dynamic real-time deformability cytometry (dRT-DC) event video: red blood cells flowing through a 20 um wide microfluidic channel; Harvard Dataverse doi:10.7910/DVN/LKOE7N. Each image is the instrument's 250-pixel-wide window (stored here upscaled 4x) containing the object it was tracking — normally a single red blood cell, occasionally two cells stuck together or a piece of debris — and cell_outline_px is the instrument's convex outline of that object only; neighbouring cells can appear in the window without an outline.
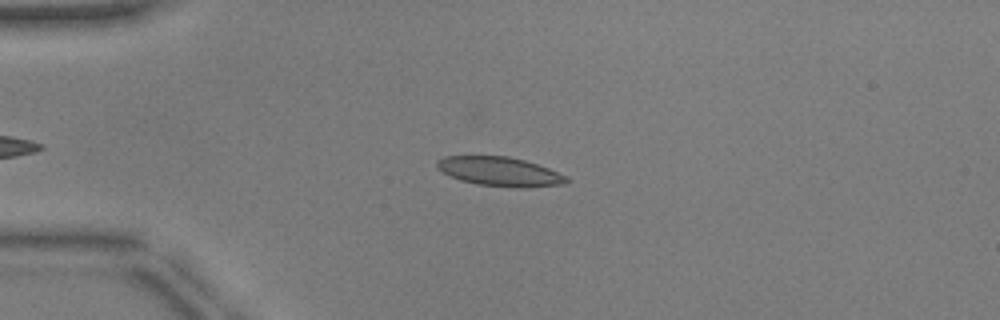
{"species": "common noctule bat (a hibernating species)", "species_latin": "Nyctalus noctula", "temperature_condition": "warm", "stored_images_in_passage": 39, "camera_frame_rate_fps": 3000, "um_per_image_px": 0.085, "animal": {"sex": "male", "body_mass_g": 17.9, "forearm_length_mm": 54.2}, "frame": {"image": 1, "passage_image": 5, "time_ms": 1.333, "image_size_px": [1000, 320], "cell_outline_px": [[568, 180], [564, 184], [528, 188], [516, 188], [476, 184], [460, 180], [448, 176], [436, 168], [436, 160], [444, 156], [508, 156], [524, 160], [548, 168], [568, 176]], "centroid_in_image_um": [42.45, 14.59], "position_along_channel_um": 42.6, "area_um2": 22.25}}
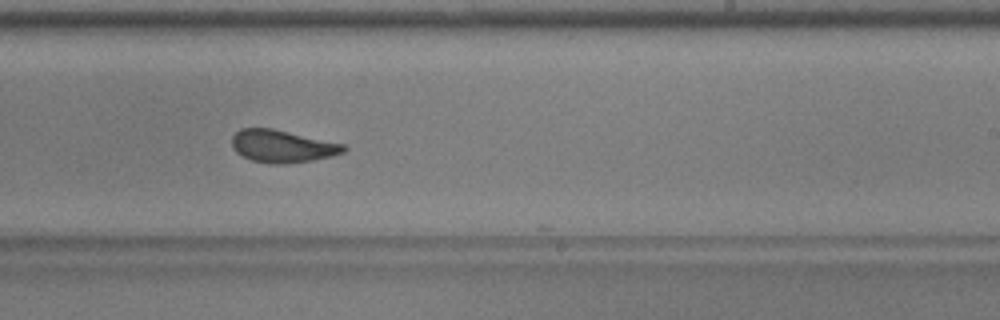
{"frame": {"image": 2, "passage_image": 24, "time_ms": 7.667, "image_size_px": [1000, 320], "cell_outline_px": [[348, 148], [344, 152], [332, 156], [312, 160], [284, 164], [268, 164], [252, 160], [240, 156], [232, 148], [232, 136], [240, 128], [272, 128], [344, 144]], "centroid_in_image_um": [23.97, 12.43], "position_along_channel_um": 265.0, "area_um2": 21.27}}
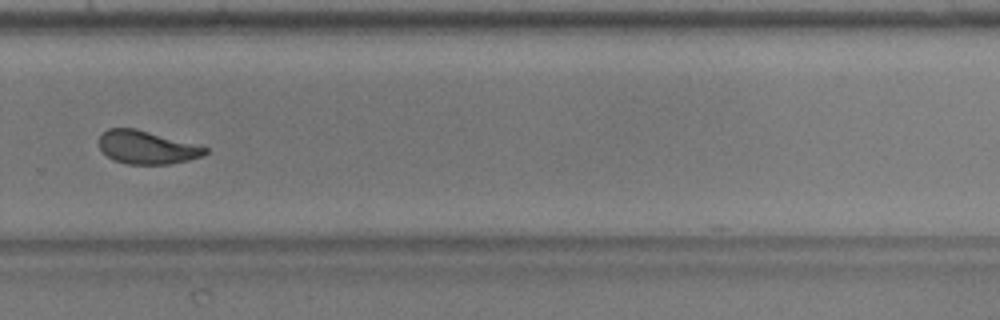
{"frame": {"image": 3, "passage_image": 28, "time_ms": 9.0, "image_size_px": [1000, 320], "cell_outline_px": [[208, 152], [204, 156], [188, 160], [168, 164], [128, 164], [112, 160], [100, 148], [100, 136], [108, 128], [136, 128], [208, 148]], "centroid_in_image_um": [12.48, 12.53], "position_along_channel_um": 317.3, "area_um2": 20.29}, "authors_computed_cell_mechanics": {"area_um2": 21.5594, "velocity_mm_per_s": 3.9355, "shape_relaxation_time_tau1_ms": 6.9077, "shape_relaxation_time_tau2_ms": 1.1722, "deformation_change_tau1": 0.1743, "deformation_change_tau2": 0.0676}}